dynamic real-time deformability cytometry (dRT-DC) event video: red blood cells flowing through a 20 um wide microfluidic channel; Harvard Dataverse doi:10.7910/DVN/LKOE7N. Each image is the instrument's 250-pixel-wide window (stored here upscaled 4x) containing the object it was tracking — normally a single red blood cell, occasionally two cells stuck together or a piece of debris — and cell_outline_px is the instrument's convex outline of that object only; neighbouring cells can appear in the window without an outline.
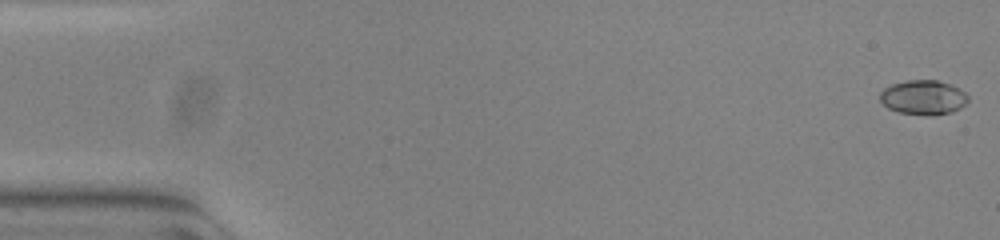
{"species": "common noctule bat (a hibernating species)", "species_latin": "Nyctalus noctula", "temperature_condition": "warm", "stored_images_in_passage": 54, "camera_frame_rate_fps": 3000, "um_per_image_px": 0.085, "animal": {"sex": "female", "body_mass_g": 23.0, "forearm_length_mm": 53.4}, "frame": {"image": 1, "passage_image": 1, "time_ms": 0.0, "image_size_px": [1000, 240], "cell_outline_px": [[968, 100], [960, 108], [952, 112], [932, 116], [900, 112], [888, 108], [880, 100], [880, 92], [884, 88], [892, 84], [904, 80], [936, 80], [952, 84], [960, 88], [968, 96]], "centroid_in_image_um": [78.49, 8.27], "position_along_channel_um": 6.5, "area_um2": 17.8}}
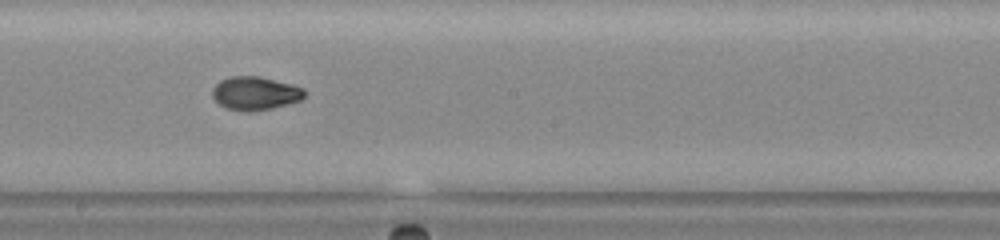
{"frame": {"image": 2, "passage_image": 30, "time_ms": 9.667, "image_size_px": [1000, 240], "cell_outline_px": [[308, 92], [300, 100], [288, 104], [272, 108], [248, 112], [244, 112], [228, 108], [220, 104], [212, 96], [212, 88], [220, 80], [232, 76], [260, 76], [292, 84], [304, 88]], "centroid_in_image_um": [21.71, 7.92], "position_along_channel_um": 226.5, "area_um2": 18.03}}
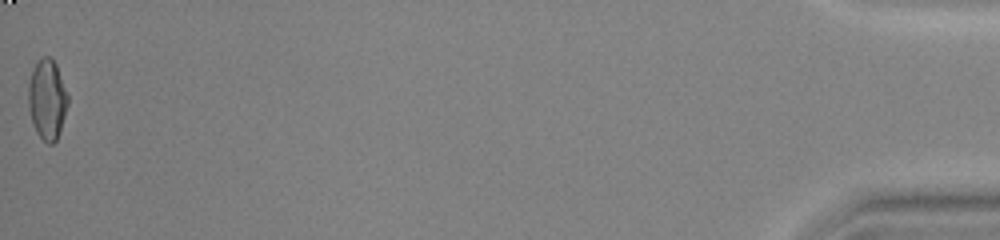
{"frame": {"image": 3, "passage_image": 54, "time_ms": 17.667, "image_size_px": [1000, 240], "cell_outline_px": [[68, 104], [56, 140], [52, 144], [48, 144], [36, 132], [28, 108], [28, 84], [32, 72], [40, 56], [48, 56], [56, 64], [68, 96]], "centroid_in_image_um": [3.99, 8.44], "position_along_channel_um": 431.2, "area_um2": 18.15}, "authors_computed_cell_mechanics": {"area_um2": 17.4267, "velocity_mm_per_s": 3.8371, "shape_relaxation_time_tau1_ms": 4.8839, "shape_relaxation_time_tau2_ms": 1.3363, "deformation_change_tau1": 0.2064, "deformation_change_tau2": 0.0465}}